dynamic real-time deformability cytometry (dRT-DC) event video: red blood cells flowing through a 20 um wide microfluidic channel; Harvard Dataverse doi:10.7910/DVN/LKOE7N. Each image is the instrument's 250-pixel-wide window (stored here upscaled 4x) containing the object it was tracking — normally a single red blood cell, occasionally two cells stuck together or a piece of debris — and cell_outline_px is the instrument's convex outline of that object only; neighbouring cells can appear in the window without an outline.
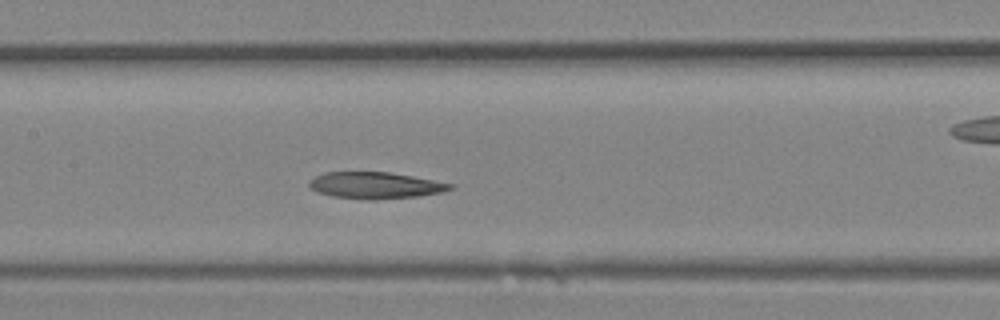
{"species": "Egyptian fruit bat (a non-hibernating species)", "species_latin": "Rousettus aegyptiacus", "temperature_condition": "room temperature", "stored_images_in_passage": 20, "camera_frame_rate_fps": 3000, "um_per_image_px": 0.085, "animal": {"sex": "female"}, "frame": {"image": 1, "passage_image": 12, "time_ms": 3.667, "image_size_px": [1000, 320], "cell_outline_px": [[456, 184], [452, 188], [440, 192], [416, 196], [376, 200], [372, 200], [332, 196], [316, 192], [308, 184], [308, 180], [324, 172], [388, 172], [412, 176]], "centroid_in_image_um": [31.87, 15.75], "position_along_channel_um": 175.5, "area_um2": 21.73}}
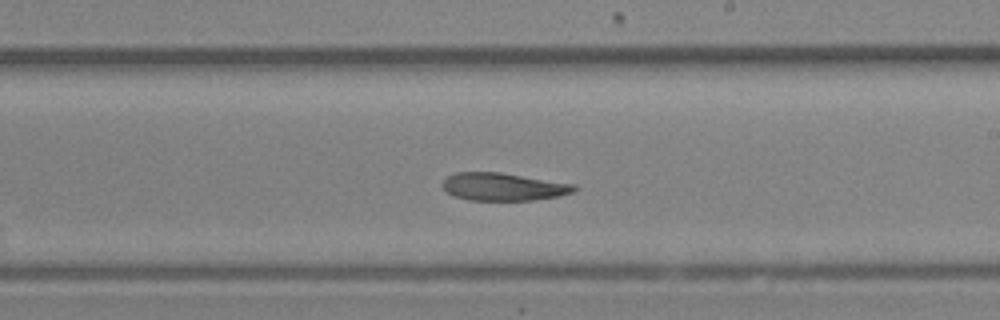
{"frame": {"image": 2, "passage_image": 15, "time_ms": 4.667, "image_size_px": [1000, 320], "cell_outline_px": [[576, 188], [572, 192], [560, 196], [532, 200], [468, 200], [452, 196], [440, 184], [448, 176], [456, 172], [500, 172], [576, 184]], "centroid_in_image_um": [42.76, 15.87], "position_along_channel_um": 246.2, "area_um2": 21.33}}
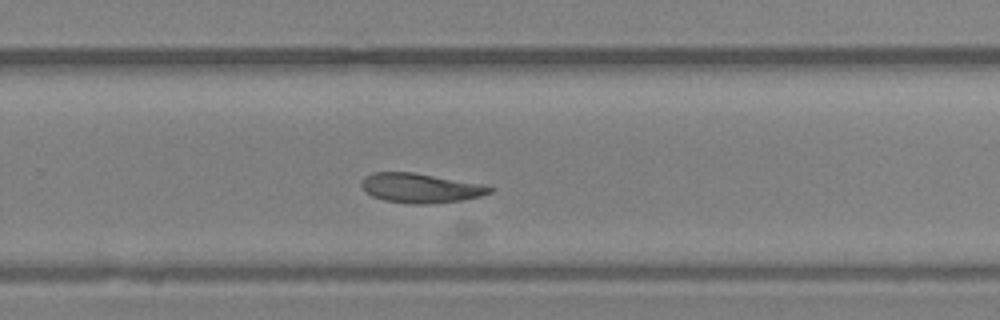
{"frame": {"image": 3, "passage_image": 17, "time_ms": 5.333, "image_size_px": [1000, 320], "cell_outline_px": [[496, 188], [492, 192], [480, 196], [464, 200], [424, 204], [412, 204], [384, 200], [372, 196], [360, 184], [364, 176], [372, 172], [412, 172], [484, 184]], "centroid_in_image_um": [35.77, 15.98], "position_along_channel_um": 294.0, "area_um2": 22.08}}